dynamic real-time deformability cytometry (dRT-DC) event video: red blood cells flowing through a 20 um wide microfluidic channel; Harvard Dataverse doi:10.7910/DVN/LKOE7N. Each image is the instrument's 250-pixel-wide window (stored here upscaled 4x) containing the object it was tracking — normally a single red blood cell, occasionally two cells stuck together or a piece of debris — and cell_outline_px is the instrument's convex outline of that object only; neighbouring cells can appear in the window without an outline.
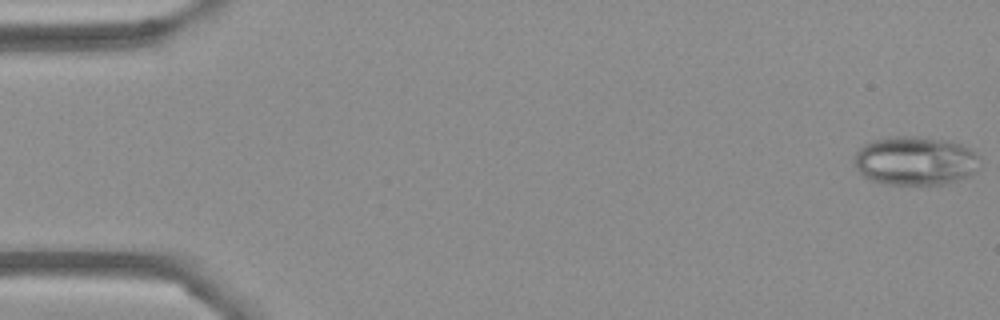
{"species": "Egyptian fruit bat (a non-hibernating species)", "species_latin": "Rousettus aegyptiacus", "temperature_condition": "cold", "stored_images_in_passage": 54, "camera_frame_rate_fps": 3000, "um_per_image_px": 0.085, "frame": {"image": 1, "passage_image": 1, "time_ms": 0.0, "image_size_px": [1000, 320], "cell_outline_px": [[980, 168], [976, 172], [968, 176], [944, 184], [880, 184], [868, 180], [852, 164], [852, 156], [856, 148], [872, 140], [896, 136], [920, 136], [944, 140], [960, 144], [968, 148], [980, 156]], "centroid_in_image_um": [77.74, 13.67], "position_along_channel_um": 7.3, "area_um2": 36.41}}
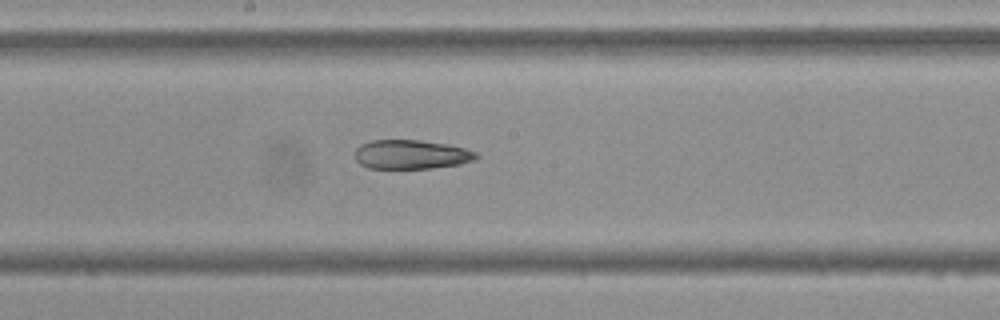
{"frame": {"image": 2, "passage_image": 29, "time_ms": 9.333, "image_size_px": [1000, 320], "cell_outline_px": [[480, 156], [476, 160], [460, 164], [432, 168], [368, 168], [360, 164], [356, 160], [356, 148], [360, 144], [372, 140], [420, 140], [448, 144], [464, 148], [476, 152]], "centroid_in_image_um": [34.98, 13.13], "position_along_channel_um": 213.2, "area_um2": 20.69}}
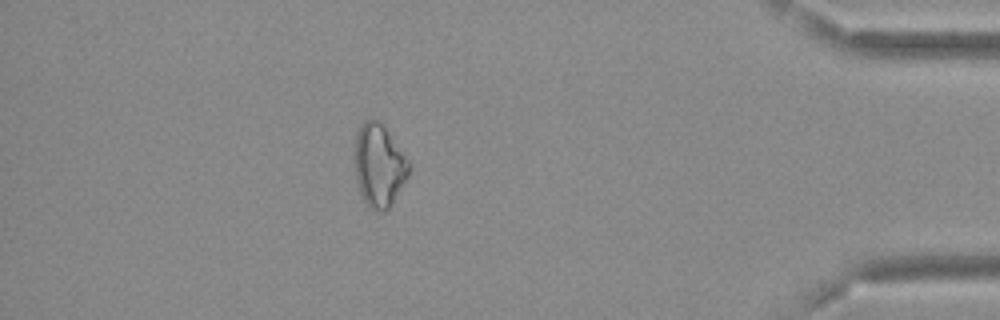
{"frame": {"image": 3, "passage_image": 48, "time_ms": 15.667, "image_size_px": [1000, 320], "cell_outline_px": [[408, 176], [388, 208], [384, 212], [376, 212], [368, 208], [360, 192], [356, 180], [356, 132], [360, 124], [364, 120], [372, 116], [380, 120], [408, 160]], "centroid_in_image_um": [32.19, 14.03], "position_along_channel_um": 403.0, "area_um2": 25.95}}